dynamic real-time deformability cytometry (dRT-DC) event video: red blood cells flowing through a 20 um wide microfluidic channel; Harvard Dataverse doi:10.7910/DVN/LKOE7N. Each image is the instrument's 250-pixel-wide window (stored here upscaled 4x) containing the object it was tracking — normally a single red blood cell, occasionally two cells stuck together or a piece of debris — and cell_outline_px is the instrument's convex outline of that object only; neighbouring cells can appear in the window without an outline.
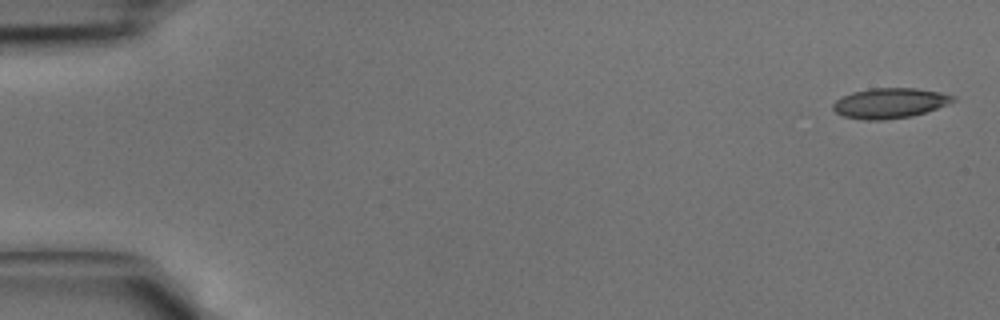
{"species": "common noctule bat (a hibernating species)", "species_latin": "Nyctalus noctula", "temperature_condition": "cold", "stored_images_in_passage": 41, "camera_frame_rate_fps": 3000, "um_per_image_px": 0.085, "animal": {"sex": "male", "body_mass_g": 15.6}, "frame": {"image": 1, "passage_image": 1, "time_ms": 0.0, "image_size_px": [1000, 320], "cell_outline_px": [[956, 100], [936, 108], [912, 116], [884, 120], [864, 120], [844, 116], [836, 112], [832, 108], [832, 104], [840, 96], [852, 92], [868, 88], [916, 88], [940, 92], [956, 96]], "centroid_in_image_um": [75.6, 8.75], "position_along_channel_um": 9.4, "area_um2": 21.15}}
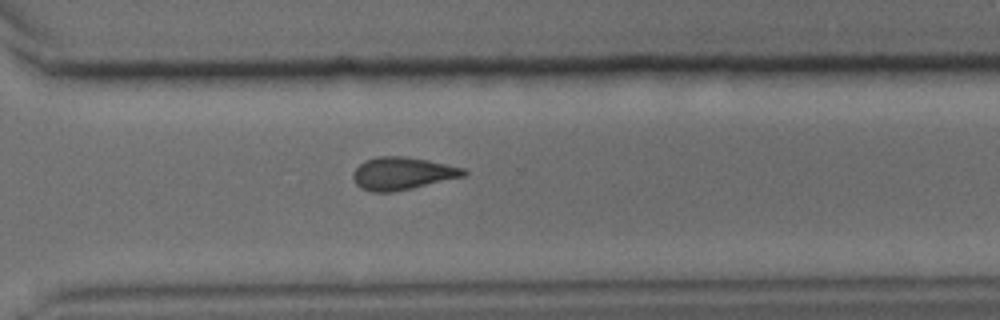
{"frame": {"image": 2, "passage_image": 30, "time_ms": 9.667, "image_size_px": [1000, 320], "cell_outline_px": [[468, 172], [464, 176], [412, 188], [392, 192], [372, 192], [360, 188], [356, 184], [352, 176], [352, 172], [364, 160], [380, 156], [404, 156], [464, 168]], "centroid_in_image_um": [34.15, 14.75], "position_along_channel_um": 336.5, "area_um2": 20.81}}
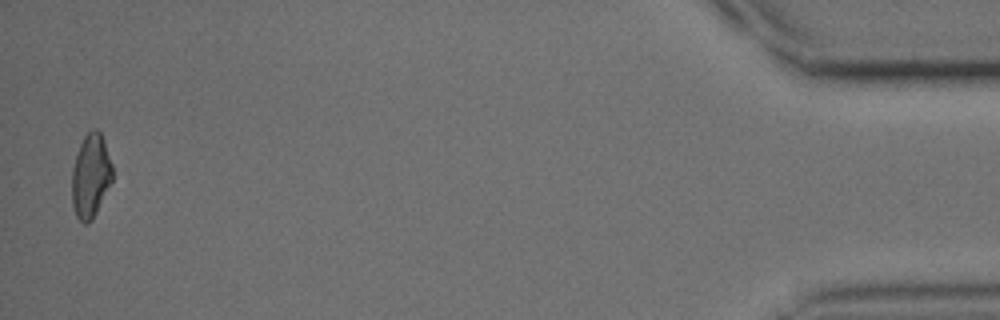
{"frame": {"image": 3, "passage_image": 41, "time_ms": 13.333, "image_size_px": [1000, 320], "cell_outline_px": [[112, 180], [92, 220], [88, 224], [84, 224], [76, 216], [72, 204], [72, 168], [80, 144], [84, 136], [92, 128], [96, 128], [100, 132], [104, 140], [112, 164]], "centroid_in_image_um": [7.7, 14.94], "position_along_channel_um": 427.5, "area_um2": 19.71}}